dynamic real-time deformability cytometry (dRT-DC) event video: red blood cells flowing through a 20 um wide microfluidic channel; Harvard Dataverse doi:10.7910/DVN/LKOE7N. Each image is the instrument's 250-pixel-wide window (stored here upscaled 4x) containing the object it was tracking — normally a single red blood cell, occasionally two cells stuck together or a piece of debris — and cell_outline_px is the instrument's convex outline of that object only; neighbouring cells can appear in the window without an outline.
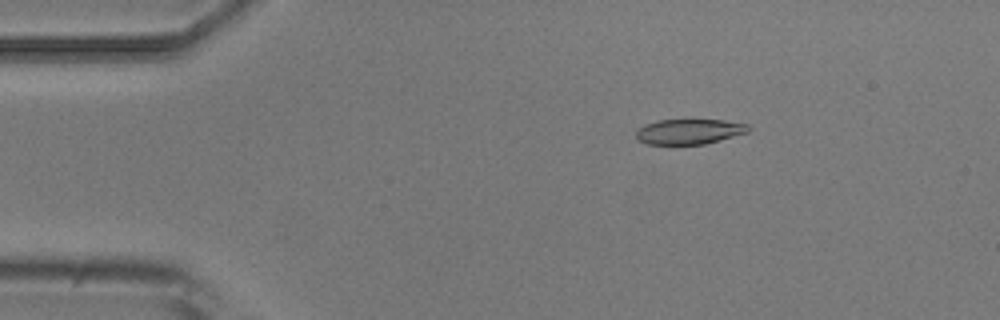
{"species": "common noctule bat (a hibernating species)", "species_latin": "Nyctalus noctula", "temperature_condition": "room temperature", "stored_images_in_passage": 5, "camera_frame_rate_fps": 3000, "um_per_image_px": 0.085, "animal": {"sex": "male", "body_mass_g": 20.5, "forearm_length_mm": 52.5}, "frame": {"image": 1, "passage_image": 3, "time_ms": 2.333, "image_size_px": [1000, 320], "cell_outline_px": [[752, 128], [748, 132], [720, 140], [704, 144], [648, 144], [636, 140], [636, 132], [644, 124], [656, 120], [724, 120], [748, 124]], "centroid_in_image_um": [58.58, 11.18], "position_along_channel_um": 26.4, "area_um2": 16.53}}
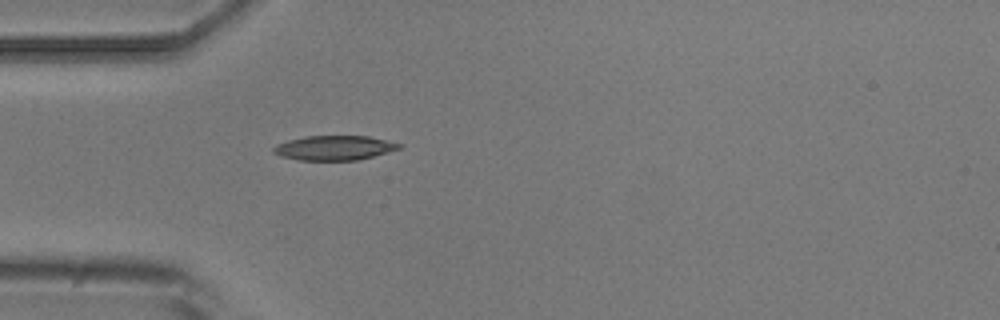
{"frame": {"image": 2, "passage_image": 5, "time_ms": 4.667, "image_size_px": [1000, 320], "cell_outline_px": [[404, 144], [400, 148], [360, 160], [300, 160], [280, 156], [272, 152], [272, 148], [276, 144], [288, 140], [308, 136], [368, 136]], "centroid_in_image_um": [28.4, 12.57], "position_along_channel_um": 56.6, "area_um2": 17.98}}